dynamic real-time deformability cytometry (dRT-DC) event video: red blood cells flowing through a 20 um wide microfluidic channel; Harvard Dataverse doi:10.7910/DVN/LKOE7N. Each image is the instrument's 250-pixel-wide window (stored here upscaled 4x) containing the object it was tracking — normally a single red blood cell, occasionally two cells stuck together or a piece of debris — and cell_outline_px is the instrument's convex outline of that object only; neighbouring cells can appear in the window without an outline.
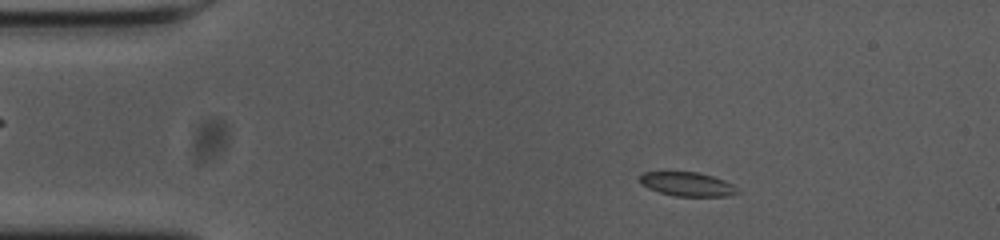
{"species": "common noctule bat (a hibernating species)", "species_latin": "Nyctalus noctula", "temperature_condition": "cold", "stored_images_in_passage": 54, "camera_frame_rate_fps": 3000, "um_per_image_px": 0.085, "animal": {"sex": "female", "body_mass_g": 23.0, "forearm_length_mm": 53.4}, "frame": {"image": 1, "passage_image": 8, "time_ms": 2.333, "image_size_px": [1000, 240], "cell_outline_px": [[740, 192], [728, 196], [676, 196], [660, 192], [648, 188], [640, 184], [640, 176], [644, 172], [696, 172], [712, 176], [724, 180], [740, 188]], "centroid_in_image_um": [58.45, 15.66], "position_along_channel_um": 26.5, "area_um2": 13.64}}
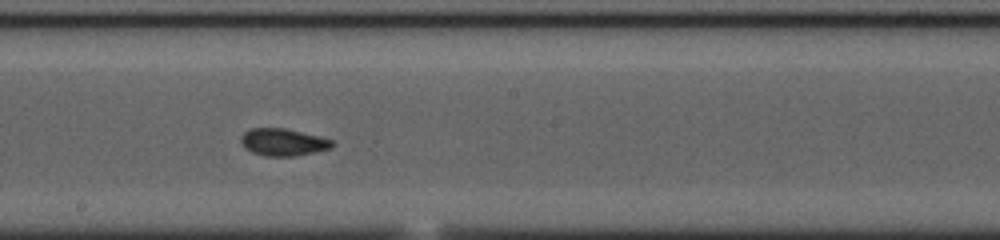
{"frame": {"image": 2, "passage_image": 29, "time_ms": 9.333, "image_size_px": [1000, 240], "cell_outline_px": [[336, 144], [332, 148], [296, 156], [264, 156], [252, 152], [244, 148], [240, 140], [240, 136], [244, 132], [252, 128], [284, 128], [332, 140]], "centroid_in_image_um": [24.04, 12.09], "position_along_channel_um": 224.2, "area_um2": 14.45}}
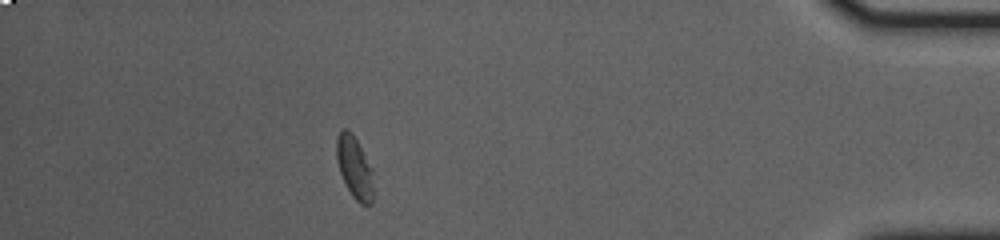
{"frame": {"image": 3, "passage_image": 48, "time_ms": 15.667, "image_size_px": [1000, 240], "cell_outline_px": [[372, 204], [360, 204], [352, 196], [340, 172], [336, 160], [336, 136], [340, 128], [344, 128], [352, 132], [372, 168]], "centroid_in_image_um": [30.1, 14.18], "position_along_channel_um": 405.1, "area_um2": 13.29}, "authors_computed_cell_mechanics": {"area_um2": 14.0743, "velocity_mm_per_s": 3.6725, "shape_relaxation_time_tau1_ms": 2.9261, "shape_relaxation_time_tau2_ms": 1.6837, "deformation_change_tau1": 0.1291, "deformation_change_tau2": 0.0492}}